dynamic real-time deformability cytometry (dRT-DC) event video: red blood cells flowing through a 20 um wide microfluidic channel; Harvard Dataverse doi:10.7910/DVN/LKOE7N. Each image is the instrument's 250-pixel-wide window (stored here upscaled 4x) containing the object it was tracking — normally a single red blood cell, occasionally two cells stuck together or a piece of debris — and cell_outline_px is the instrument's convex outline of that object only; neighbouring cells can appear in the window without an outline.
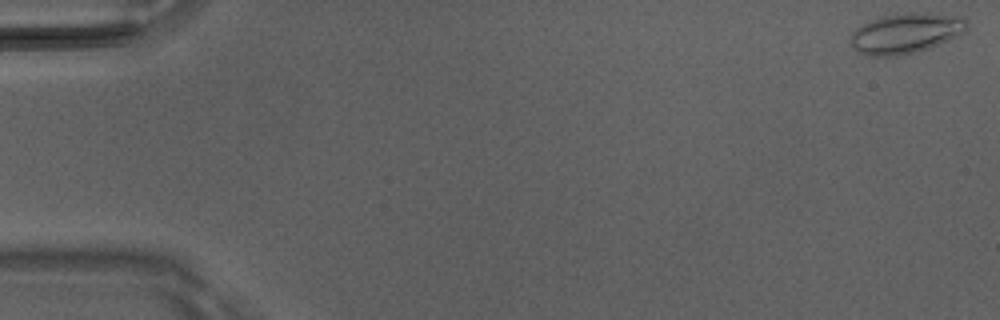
{"species": "Egyptian fruit bat (a non-hibernating species)", "species_latin": "Rousettus aegyptiacus", "temperature_condition": "room temperature", "stored_images_in_passage": 5, "camera_frame_rate_fps": 3000, "um_per_image_px": 0.085, "animal": {"sex": "male"}, "frame": {"image": 1, "passage_image": 1, "time_ms": 0.0, "image_size_px": [1000, 320], "cell_outline_px": [[968, 28], [964, 32], [948, 40], [928, 48], [896, 56], [868, 56], [856, 52], [852, 48], [852, 32], [856, 28], [872, 20], [884, 16], [908, 12], [928, 12], [960, 16], [968, 20]], "centroid_in_image_um": [77.01, 2.81], "position_along_channel_um": 8.0, "area_um2": 27.22}}